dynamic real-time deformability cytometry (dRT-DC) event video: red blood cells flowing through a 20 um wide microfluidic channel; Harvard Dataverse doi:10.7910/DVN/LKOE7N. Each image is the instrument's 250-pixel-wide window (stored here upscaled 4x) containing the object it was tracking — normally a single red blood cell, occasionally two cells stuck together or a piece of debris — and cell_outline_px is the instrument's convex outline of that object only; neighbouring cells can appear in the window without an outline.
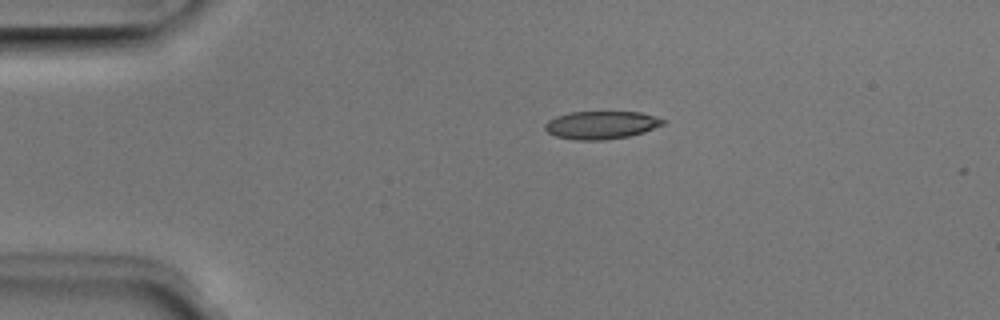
{"species": "Egyptian fruit bat (a non-hibernating species)", "species_latin": "Rousettus aegyptiacus", "temperature_condition": "room temperature", "stored_images_in_passage": 41, "camera_frame_rate_fps": 3000, "um_per_image_px": 0.085, "animal": {"sex": "male"}, "frame": {"image": 1, "passage_image": 1, "time_ms": 0.0, "image_size_px": [1000, 320], "cell_outline_px": [[668, 120], [664, 124], [644, 132], [628, 136], [604, 140], [576, 140], [556, 136], [548, 132], [544, 128], [544, 124], [548, 120], [556, 116], [568, 112], [640, 112]], "centroid_in_image_um": [51.1, 10.62], "position_along_channel_um": 33.9, "area_um2": 19.25}}
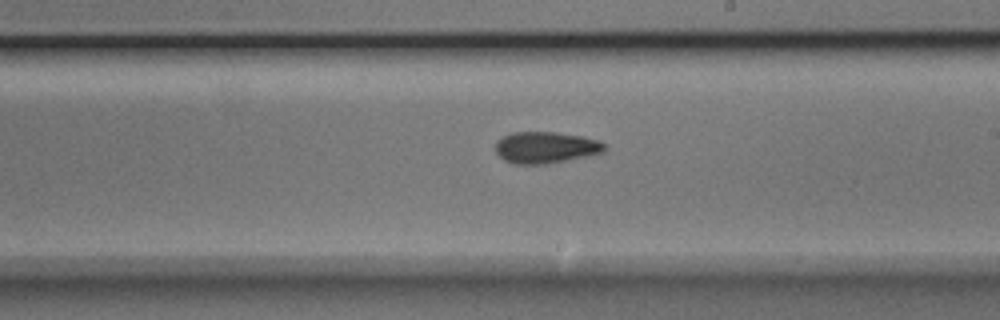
{"frame": {"image": 2, "passage_image": 20, "time_ms": 6.333, "image_size_px": [1000, 320], "cell_outline_px": [[608, 148], [604, 152], [544, 164], [516, 164], [504, 160], [496, 152], [496, 140], [512, 132], [556, 132], [580, 136], [596, 140], [608, 144]], "centroid_in_image_um": [46.38, 12.52], "position_along_channel_um": 242.6, "area_um2": 19.88}}
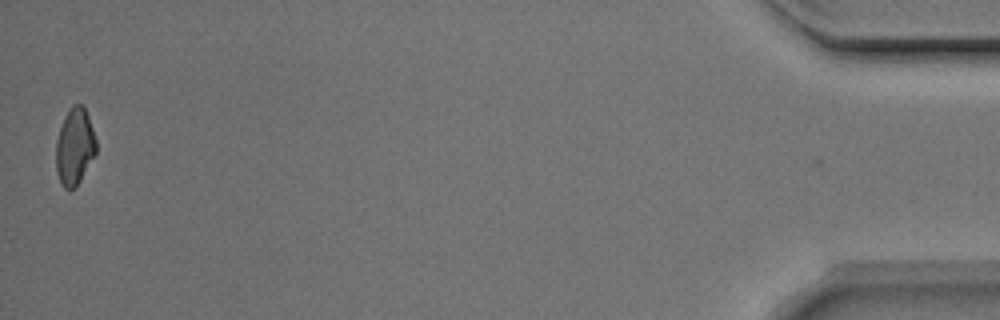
{"frame": {"image": 3, "passage_image": 41, "time_ms": 13.333, "image_size_px": [1000, 320], "cell_outline_px": [[96, 152], [80, 180], [72, 188], [64, 188], [60, 180], [56, 168], [56, 140], [64, 116], [72, 104], [80, 104], [84, 108], [88, 116], [96, 140]], "centroid_in_image_um": [6.34, 12.42], "position_along_channel_um": 428.9, "area_um2": 17.57}, "authors_computed_cell_mechanics": {"area_um2": 19.3052, "velocity_mm_per_s": 3.9809, "shape_relaxation_time_tau1_ms": 6.3183, "shape_relaxation_time_tau2_ms": 3.1699, "deformation_change_tau1": 0.1855, "deformation_change_tau2": 0.0977}}